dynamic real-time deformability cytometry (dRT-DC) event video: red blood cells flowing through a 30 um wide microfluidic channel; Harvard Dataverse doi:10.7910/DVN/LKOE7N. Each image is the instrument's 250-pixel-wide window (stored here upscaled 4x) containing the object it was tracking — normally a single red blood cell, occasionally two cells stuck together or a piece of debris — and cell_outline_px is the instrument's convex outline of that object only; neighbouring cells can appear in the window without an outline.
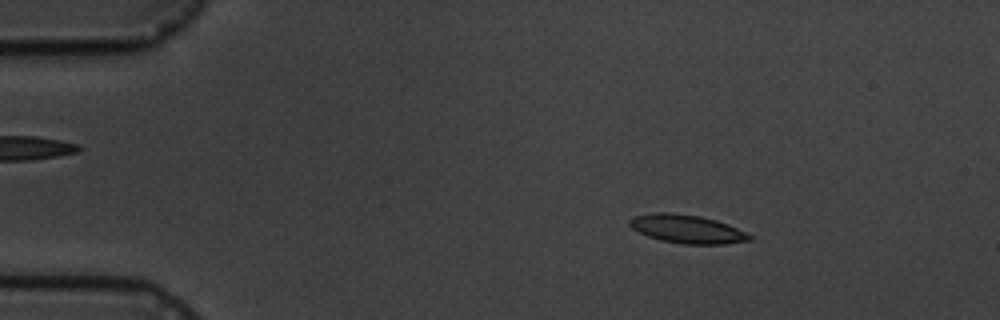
{"species": "common noctule bat (a hibernating species)", "species_latin": "Nyctalus noctula", "temperature_condition": "cold", "stored_images_in_passage": 12, "camera_frame_rate_fps": 3000, "um_per_image_px": 0.085, "animal": {"sex": "male", "body_mass_g": 19.5, "forearm_length_mm": 54.6}, "frame": {"image": 1, "passage_image": 2, "time_ms": 1.333, "image_size_px": [1000, 320], "cell_outline_px": [[752, 240], [724, 244], [684, 244], [660, 240], [648, 236], [632, 228], [628, 224], [628, 220], [632, 216], [656, 212], [668, 212], [700, 216], [716, 220], [728, 224], [752, 236]], "centroid_in_image_um": [58.37, 19.46], "position_along_channel_um": 26.6, "area_um2": 19.83}}
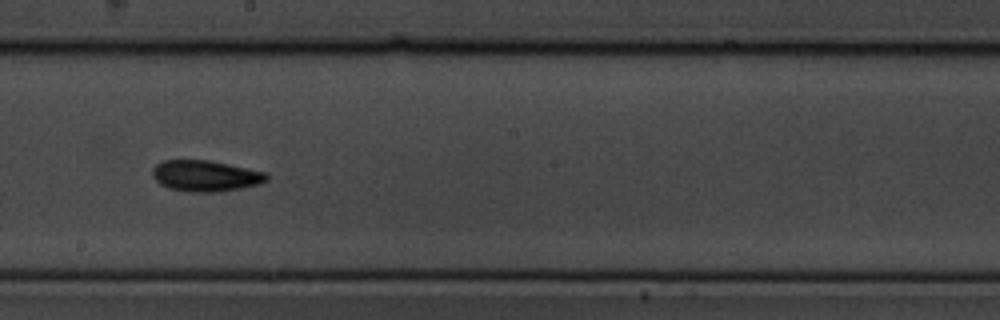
{"frame": {"image": 2, "passage_image": 8, "time_ms": 9.0, "image_size_px": [1000, 320], "cell_outline_px": [[268, 180], [260, 184], [220, 192], [188, 192], [168, 188], [160, 184], [152, 176], [152, 168], [156, 164], [164, 160], [208, 160], [268, 172]], "centroid_in_image_um": [17.47, 14.95], "position_along_channel_um": 230.7, "area_um2": 20.87}}
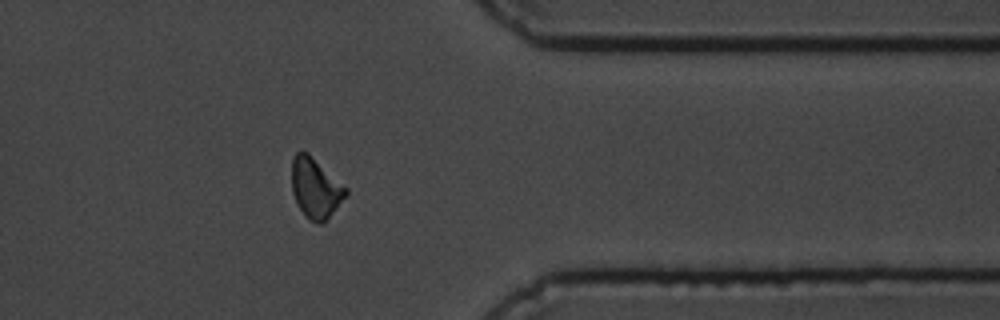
{"frame": {"image": 3, "passage_image": 12, "time_ms": 13.667, "image_size_px": [1000, 320], "cell_outline_px": [[348, 196], [324, 224], [316, 224], [308, 220], [304, 216], [296, 204], [292, 192], [292, 156], [296, 152], [308, 152], [348, 188]], "centroid_in_image_um": [26.84, 16.03], "position_along_channel_um": 384.6, "area_um2": 19.59}, "authors_computed_cell_mechanics": {"area_um2": 19.7098, "velocity_mm_per_s": 3.5359, "shape_relaxation_time_tau1_ms": 3.083, "shape_relaxation_time_tau2_ms": 5.2523, "deformation_change_tau1": 0.0848, "deformation_change_tau2": 0.0944}}